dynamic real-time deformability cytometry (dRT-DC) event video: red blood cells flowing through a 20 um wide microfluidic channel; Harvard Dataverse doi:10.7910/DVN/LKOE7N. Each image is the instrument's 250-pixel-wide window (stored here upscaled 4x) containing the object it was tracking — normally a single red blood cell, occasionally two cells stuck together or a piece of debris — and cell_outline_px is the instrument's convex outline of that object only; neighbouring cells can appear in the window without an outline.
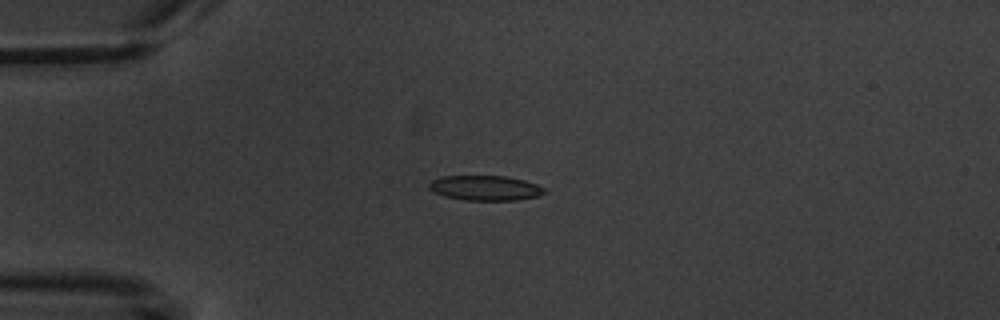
{"species": "common noctule bat (a hibernating species)", "species_latin": "Nyctalus noctula", "temperature_condition": "warm", "stored_images_in_passage": 9, "camera_frame_rate_fps": 3000, "um_per_image_px": 0.085, "animal": {"sex": "male", "body_mass_g": 20.1, "forearm_length_mm": 53.5}, "frame": {"image": 1, "passage_image": 3, "time_ms": 3.333, "image_size_px": [1000, 320], "cell_outline_px": [[548, 192], [540, 196], [516, 200], [464, 200], [444, 196], [432, 192], [428, 188], [428, 184], [432, 180], [440, 176], [504, 176], [524, 180], [536, 184], [544, 188]], "centroid_in_image_um": [41.23, 15.98], "position_along_channel_um": 43.8, "area_um2": 16.94}}
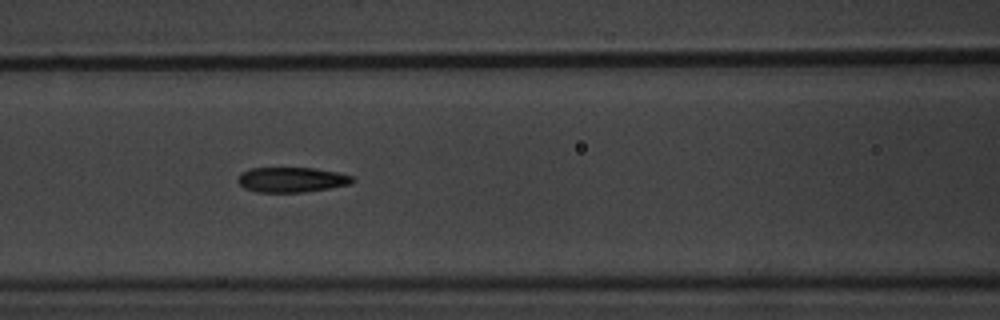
{"frame": {"image": 2, "passage_image": 6, "time_ms": 6.667, "image_size_px": [1000, 320], "cell_outline_px": [[356, 180], [348, 184], [328, 188], [304, 192], [256, 192], [244, 188], [236, 180], [240, 172], [248, 168], [316, 168], [336, 172], [352, 176]], "centroid_in_image_um": [24.73, 15.27], "position_along_channel_um": 141.9, "area_um2": 16.76}}
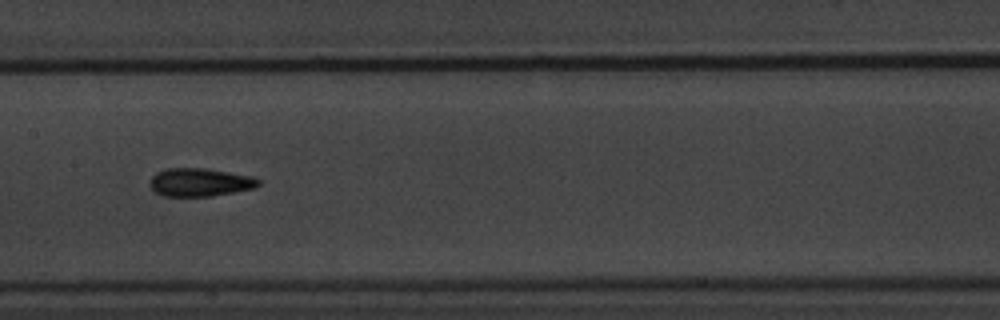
{"frame": {"image": 3, "passage_image": 7, "time_ms": 8.0, "image_size_px": [1000, 320], "cell_outline_px": [[260, 184], [256, 188], [212, 196], [164, 196], [156, 192], [148, 184], [152, 176], [156, 172], [168, 168], [204, 168], [252, 176], [260, 180]], "centroid_in_image_um": [16.99, 15.49], "position_along_channel_um": 190.4, "area_um2": 17.86}}